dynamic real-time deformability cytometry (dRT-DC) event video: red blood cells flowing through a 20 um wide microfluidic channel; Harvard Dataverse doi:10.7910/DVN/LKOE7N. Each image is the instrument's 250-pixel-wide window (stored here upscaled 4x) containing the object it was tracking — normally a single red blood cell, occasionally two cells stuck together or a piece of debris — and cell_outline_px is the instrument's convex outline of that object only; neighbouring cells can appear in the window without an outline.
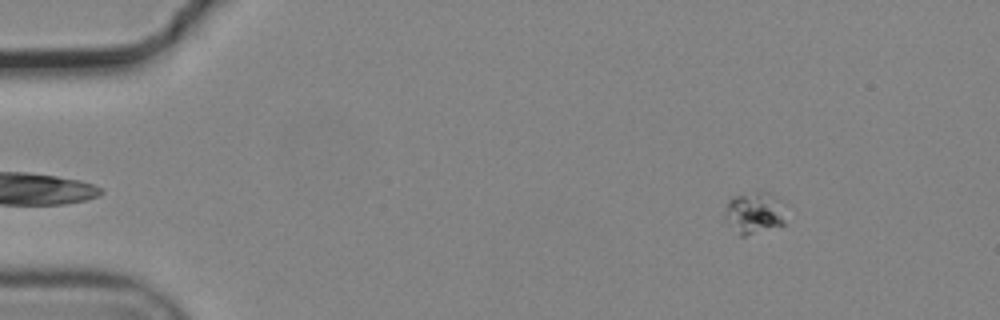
{"species": "common noctule bat (a hibernating species)", "species_latin": "Nyctalus noctula", "temperature_condition": "cold", "stored_images_in_passage": 53, "camera_frame_rate_fps": 3000, "um_per_image_px": 0.085, "animal": {"sex": "male", "body_mass_g": 19.2, "forearm_length_mm": 51.8}, "frame": {"image": 1, "passage_image": 4, "time_ms": 1.0, "image_size_px": [1000, 320], "cell_outline_px": [[784, 224], [744, 236], [740, 236], [724, 220], [724, 216], [728, 200], [732, 196], [764, 188], [780, 204], [784, 220]], "centroid_in_image_um": [64.03, 18.06], "position_along_channel_um": 21.0, "area_um2": 14.74}}
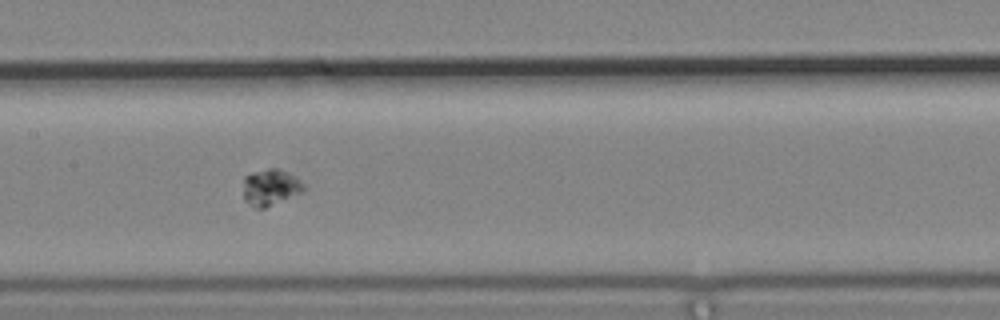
{"frame": {"image": 2, "passage_image": 25, "time_ms": 8.0, "image_size_px": [1000, 320], "cell_outline_px": [[304, 188], [300, 192], [264, 208], [256, 208], [244, 200], [244, 176], [252, 172], [268, 168], [276, 168], [288, 172], [296, 176], [304, 184]], "centroid_in_image_um": [22.97, 15.89], "position_along_channel_um": 184.4, "area_um2": 12.6}}
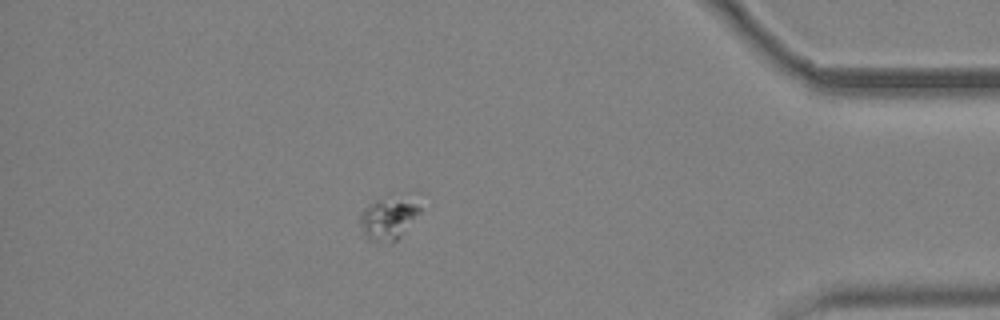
{"frame": {"image": 3, "passage_image": 46, "time_ms": 15.0, "image_size_px": [1000, 320], "cell_outline_px": [[420, 212], [400, 236], [392, 244], [368, 240], [364, 236], [360, 220], [360, 216], [364, 208], [368, 204], [376, 200], [380, 200], [416, 204], [420, 208]], "centroid_in_image_um": [32.91, 18.7], "position_along_channel_um": 402.3, "area_um2": 13.64}}